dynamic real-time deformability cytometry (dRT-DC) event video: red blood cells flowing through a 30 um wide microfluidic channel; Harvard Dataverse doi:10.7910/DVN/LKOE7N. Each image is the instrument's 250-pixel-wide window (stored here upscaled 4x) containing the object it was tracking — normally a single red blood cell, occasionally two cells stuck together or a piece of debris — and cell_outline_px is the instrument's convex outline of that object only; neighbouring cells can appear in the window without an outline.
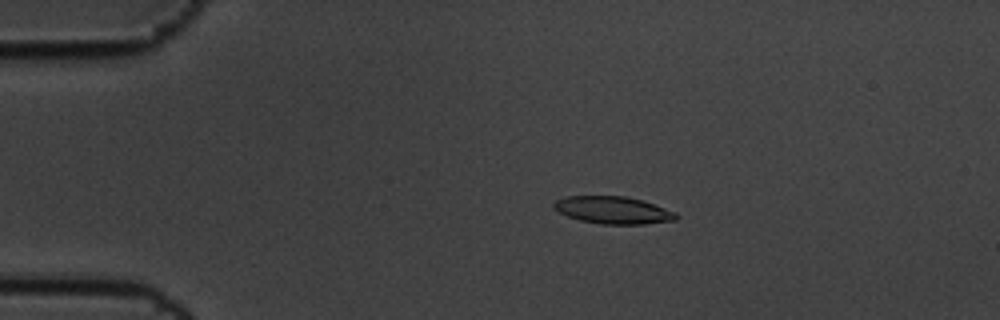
{"species": "common noctule bat (a hibernating species)", "species_latin": "Nyctalus noctula", "temperature_condition": "cold", "stored_images_in_passage": 6, "camera_frame_rate_fps": 3000, "um_per_image_px": 0.085, "animal": {"sex": "male", "body_mass_g": 19.5, "forearm_length_mm": 54.6}, "frame": {"image": 1, "passage_image": 4, "time_ms": 1.0, "image_size_px": [1000, 320], "cell_outline_px": [[680, 216], [676, 220], [644, 224], [600, 224], [580, 220], [568, 216], [552, 208], [552, 204], [556, 200], [564, 196], [624, 196], [640, 200], [676, 212]], "centroid_in_image_um": [52.09, 17.86], "position_along_channel_um": 32.9, "area_um2": 19.42}}
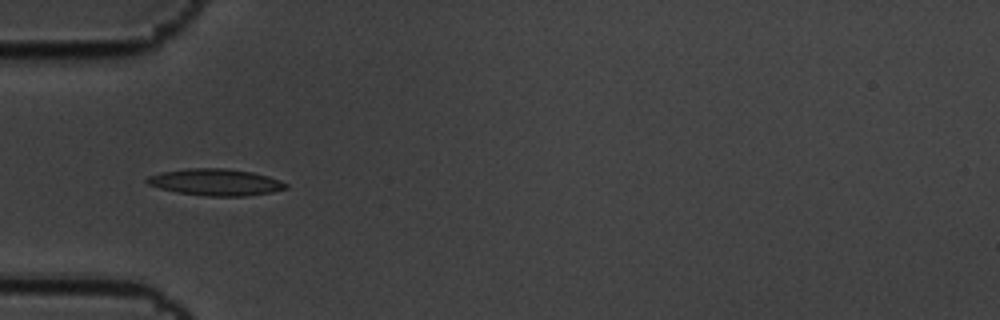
{"frame": {"image": 2, "passage_image": 6, "time_ms": 1.667, "image_size_px": [1000, 320], "cell_outline_px": [[288, 188], [272, 192], [244, 196], [204, 196], [176, 192], [160, 188], [148, 184], [144, 180], [148, 176], [160, 172], [188, 168], [228, 168], [252, 172], [268, 176], [280, 180], [288, 184]], "centroid_in_image_um": [18.32, 15.48], "position_along_channel_um": 66.7, "area_um2": 21.73}}